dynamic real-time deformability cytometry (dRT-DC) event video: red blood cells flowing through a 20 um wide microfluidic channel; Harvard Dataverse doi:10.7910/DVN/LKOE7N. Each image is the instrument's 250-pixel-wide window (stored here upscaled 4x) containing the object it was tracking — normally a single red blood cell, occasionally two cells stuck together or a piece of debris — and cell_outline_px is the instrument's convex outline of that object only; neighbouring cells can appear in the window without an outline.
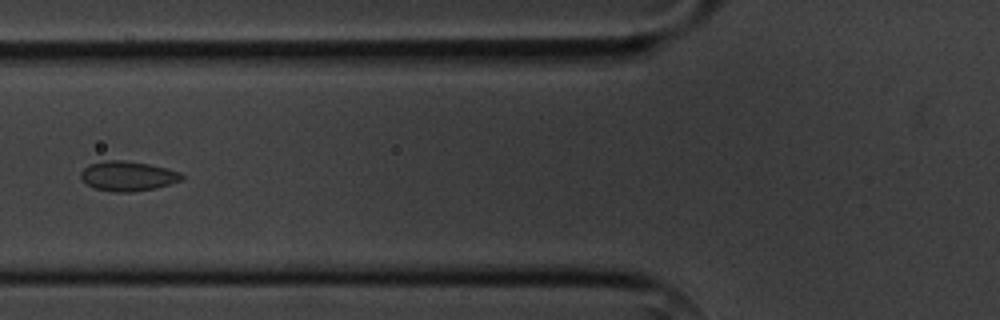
{"species": "common noctule bat (a hibernating species)", "species_latin": "Nyctalus noctula", "temperature_condition": "cold", "stored_images_in_passage": 6, "camera_frame_rate_fps": 3000, "um_per_image_px": 0.085, "animal": {"sex": "male", "body_mass_g": 20.1, "forearm_length_mm": 53.5}, "frame": {"image": 1, "passage_image": 6, "time_ms": 6.333, "image_size_px": [1000, 320], "cell_outline_px": [[184, 180], [156, 188], [132, 192], [112, 192], [96, 188], [88, 184], [80, 176], [80, 172], [88, 164], [104, 160], [124, 160], [148, 164], [180, 172], [184, 176]], "centroid_in_image_um": [10.87, 14.96], "position_along_channel_um": 114.9, "area_um2": 17.51}}